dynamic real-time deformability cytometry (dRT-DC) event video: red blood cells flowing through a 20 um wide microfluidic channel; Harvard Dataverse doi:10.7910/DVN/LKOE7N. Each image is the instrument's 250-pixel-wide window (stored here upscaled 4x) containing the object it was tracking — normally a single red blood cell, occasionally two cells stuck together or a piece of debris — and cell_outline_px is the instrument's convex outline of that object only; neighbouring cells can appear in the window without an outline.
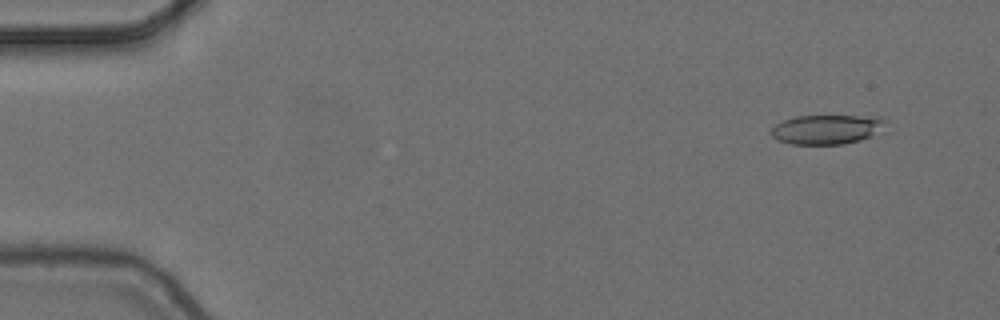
{"species": "common noctule bat (a hibernating species)", "species_latin": "Nyctalus noctula", "temperature_condition": "cold", "stored_images_in_passage": 5, "camera_frame_rate_fps": 3000, "um_per_image_px": 0.085, "animal": {"sex": "female", "body_mass_g": 24.6, "forearm_length_mm": 56.2}, "frame": {"image": 1, "passage_image": 2, "time_ms": 0.333, "image_size_px": [1000, 320], "cell_outline_px": [[888, 120], [868, 136], [860, 140], [844, 144], [792, 144], [780, 140], [772, 136], [772, 128], [776, 124], [784, 120], [796, 116], [880, 116]], "centroid_in_image_um": [70.23, 10.98], "position_along_channel_um": 14.8, "area_um2": 19.13}}